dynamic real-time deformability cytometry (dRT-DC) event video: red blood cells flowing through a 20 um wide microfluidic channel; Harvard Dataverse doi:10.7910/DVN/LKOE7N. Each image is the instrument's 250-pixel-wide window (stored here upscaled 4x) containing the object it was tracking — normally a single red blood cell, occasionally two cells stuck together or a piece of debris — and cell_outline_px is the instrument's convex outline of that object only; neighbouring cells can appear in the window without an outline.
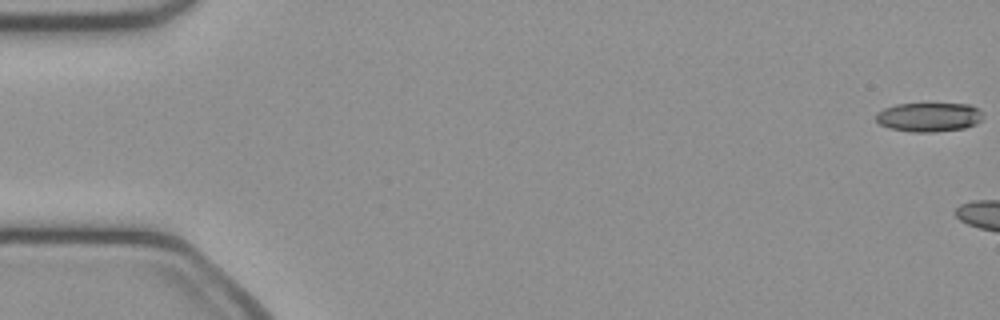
{"species": "common noctule bat (a hibernating species)", "species_latin": "Nyctalus noctula", "temperature_condition": "cold", "stored_images_in_passage": 8, "camera_frame_rate_fps": 3000, "um_per_image_px": 0.085, "animal": {"sex": "female", "body_mass_g": 21.9}, "frame": {"image": 1, "passage_image": 1, "time_ms": 0.0, "image_size_px": [1000, 320], "cell_outline_px": [[984, 116], [976, 124], [964, 128], [936, 132], [912, 132], [888, 128], [880, 124], [876, 120], [876, 112], [884, 108], [896, 104], [972, 104]], "centroid_in_image_um": [78.94, 9.96], "position_along_channel_um": 6.1, "area_um2": 18.21}}